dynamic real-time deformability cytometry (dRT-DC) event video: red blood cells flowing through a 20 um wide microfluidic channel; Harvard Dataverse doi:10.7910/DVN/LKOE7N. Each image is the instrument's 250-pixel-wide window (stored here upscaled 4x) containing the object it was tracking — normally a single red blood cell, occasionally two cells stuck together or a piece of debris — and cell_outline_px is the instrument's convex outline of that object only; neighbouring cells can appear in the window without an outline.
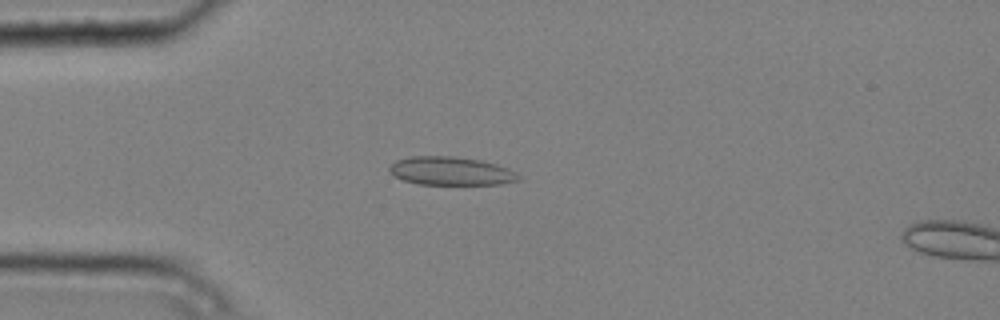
{"species": "common noctule bat (a hibernating species)", "species_latin": "Nyctalus noctula", "temperature_condition": "cold", "stored_images_in_passage": 3, "camera_frame_rate_fps": 3000, "um_per_image_px": 0.085, "animal": {"sex": "male", "body_mass_g": 20.4}, "frame": {"image": 1, "passage_image": 3, "time_ms": 0.667, "image_size_px": [1000, 320], "cell_outline_px": [[520, 180], [500, 184], [416, 184], [404, 180], [396, 176], [388, 168], [396, 160], [408, 156], [452, 156], [480, 160], [496, 164], [508, 168], [516, 172], [520, 176]], "centroid_in_image_um": [38.34, 14.53], "position_along_channel_um": 46.7, "area_um2": 21.27}}